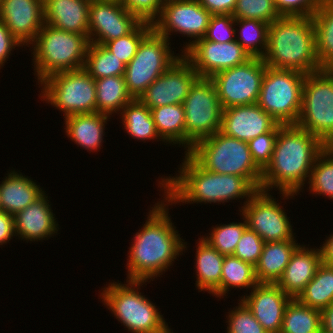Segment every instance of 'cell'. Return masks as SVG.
<instances>
[{
    "mask_svg": "<svg viewBox=\"0 0 333 333\" xmlns=\"http://www.w3.org/2000/svg\"><path fill=\"white\" fill-rule=\"evenodd\" d=\"M326 148L333 153V138L326 144Z\"/></svg>",
    "mask_w": 333,
    "mask_h": 333,
    "instance_id": "obj_53",
    "label": "cell"
},
{
    "mask_svg": "<svg viewBox=\"0 0 333 333\" xmlns=\"http://www.w3.org/2000/svg\"><path fill=\"white\" fill-rule=\"evenodd\" d=\"M147 282L126 280L123 284L118 280L102 287L99 293L102 303L128 332L158 333L168 325L159 308L139 290Z\"/></svg>",
    "mask_w": 333,
    "mask_h": 333,
    "instance_id": "obj_6",
    "label": "cell"
},
{
    "mask_svg": "<svg viewBox=\"0 0 333 333\" xmlns=\"http://www.w3.org/2000/svg\"><path fill=\"white\" fill-rule=\"evenodd\" d=\"M90 1L120 2L121 0H90Z\"/></svg>",
    "mask_w": 333,
    "mask_h": 333,
    "instance_id": "obj_56",
    "label": "cell"
},
{
    "mask_svg": "<svg viewBox=\"0 0 333 333\" xmlns=\"http://www.w3.org/2000/svg\"><path fill=\"white\" fill-rule=\"evenodd\" d=\"M319 333H327V332H325V331H323V330H320V332Z\"/></svg>",
    "mask_w": 333,
    "mask_h": 333,
    "instance_id": "obj_57",
    "label": "cell"
},
{
    "mask_svg": "<svg viewBox=\"0 0 333 333\" xmlns=\"http://www.w3.org/2000/svg\"><path fill=\"white\" fill-rule=\"evenodd\" d=\"M243 222H232L227 224H217L211 227L208 235L202 236L212 247H214L222 255H233L236 245L238 244L241 235L247 228L246 221L241 216Z\"/></svg>",
    "mask_w": 333,
    "mask_h": 333,
    "instance_id": "obj_39",
    "label": "cell"
},
{
    "mask_svg": "<svg viewBox=\"0 0 333 333\" xmlns=\"http://www.w3.org/2000/svg\"><path fill=\"white\" fill-rule=\"evenodd\" d=\"M306 74L266 66L257 104L281 125H296Z\"/></svg>",
    "mask_w": 333,
    "mask_h": 333,
    "instance_id": "obj_8",
    "label": "cell"
},
{
    "mask_svg": "<svg viewBox=\"0 0 333 333\" xmlns=\"http://www.w3.org/2000/svg\"><path fill=\"white\" fill-rule=\"evenodd\" d=\"M269 191L258 190L244 205L240 215L247 228L257 233L266 242L295 240L293 226L284 207Z\"/></svg>",
    "mask_w": 333,
    "mask_h": 333,
    "instance_id": "obj_15",
    "label": "cell"
},
{
    "mask_svg": "<svg viewBox=\"0 0 333 333\" xmlns=\"http://www.w3.org/2000/svg\"><path fill=\"white\" fill-rule=\"evenodd\" d=\"M183 55L201 78H211L217 72L244 64L252 58L236 40L221 43L204 38L192 44Z\"/></svg>",
    "mask_w": 333,
    "mask_h": 333,
    "instance_id": "obj_17",
    "label": "cell"
},
{
    "mask_svg": "<svg viewBox=\"0 0 333 333\" xmlns=\"http://www.w3.org/2000/svg\"><path fill=\"white\" fill-rule=\"evenodd\" d=\"M196 283L198 292H208L221 299V275L225 255L220 254L202 237L196 242Z\"/></svg>",
    "mask_w": 333,
    "mask_h": 333,
    "instance_id": "obj_27",
    "label": "cell"
},
{
    "mask_svg": "<svg viewBox=\"0 0 333 333\" xmlns=\"http://www.w3.org/2000/svg\"><path fill=\"white\" fill-rule=\"evenodd\" d=\"M90 0H44L45 23L88 38Z\"/></svg>",
    "mask_w": 333,
    "mask_h": 333,
    "instance_id": "obj_24",
    "label": "cell"
},
{
    "mask_svg": "<svg viewBox=\"0 0 333 333\" xmlns=\"http://www.w3.org/2000/svg\"><path fill=\"white\" fill-rule=\"evenodd\" d=\"M120 3L140 21L152 24L161 13L164 0H121Z\"/></svg>",
    "mask_w": 333,
    "mask_h": 333,
    "instance_id": "obj_46",
    "label": "cell"
},
{
    "mask_svg": "<svg viewBox=\"0 0 333 333\" xmlns=\"http://www.w3.org/2000/svg\"><path fill=\"white\" fill-rule=\"evenodd\" d=\"M152 29L153 26L151 23L141 21L129 34L105 42L103 46L127 65L135 56L143 38Z\"/></svg>",
    "mask_w": 333,
    "mask_h": 333,
    "instance_id": "obj_40",
    "label": "cell"
},
{
    "mask_svg": "<svg viewBox=\"0 0 333 333\" xmlns=\"http://www.w3.org/2000/svg\"><path fill=\"white\" fill-rule=\"evenodd\" d=\"M171 42L152 29L141 41L137 52L125 68V83L134 99L161 76L181 54L174 55Z\"/></svg>",
    "mask_w": 333,
    "mask_h": 333,
    "instance_id": "obj_12",
    "label": "cell"
},
{
    "mask_svg": "<svg viewBox=\"0 0 333 333\" xmlns=\"http://www.w3.org/2000/svg\"><path fill=\"white\" fill-rule=\"evenodd\" d=\"M321 70H333V5H321L312 16Z\"/></svg>",
    "mask_w": 333,
    "mask_h": 333,
    "instance_id": "obj_33",
    "label": "cell"
},
{
    "mask_svg": "<svg viewBox=\"0 0 333 333\" xmlns=\"http://www.w3.org/2000/svg\"><path fill=\"white\" fill-rule=\"evenodd\" d=\"M278 130H270L248 142L253 161L263 171L270 163Z\"/></svg>",
    "mask_w": 333,
    "mask_h": 333,
    "instance_id": "obj_43",
    "label": "cell"
},
{
    "mask_svg": "<svg viewBox=\"0 0 333 333\" xmlns=\"http://www.w3.org/2000/svg\"><path fill=\"white\" fill-rule=\"evenodd\" d=\"M200 5L212 15H232L237 0H198Z\"/></svg>",
    "mask_w": 333,
    "mask_h": 333,
    "instance_id": "obj_49",
    "label": "cell"
},
{
    "mask_svg": "<svg viewBox=\"0 0 333 333\" xmlns=\"http://www.w3.org/2000/svg\"><path fill=\"white\" fill-rule=\"evenodd\" d=\"M238 306L230 308L226 333H268L253 316L247 306L238 299Z\"/></svg>",
    "mask_w": 333,
    "mask_h": 333,
    "instance_id": "obj_42",
    "label": "cell"
},
{
    "mask_svg": "<svg viewBox=\"0 0 333 333\" xmlns=\"http://www.w3.org/2000/svg\"><path fill=\"white\" fill-rule=\"evenodd\" d=\"M123 129L133 139L148 142L157 140L166 143L158 134L151 109L143 104L138 98L129 102L120 113Z\"/></svg>",
    "mask_w": 333,
    "mask_h": 333,
    "instance_id": "obj_29",
    "label": "cell"
},
{
    "mask_svg": "<svg viewBox=\"0 0 333 333\" xmlns=\"http://www.w3.org/2000/svg\"><path fill=\"white\" fill-rule=\"evenodd\" d=\"M13 236H16L14 215L0 211V245L9 243Z\"/></svg>",
    "mask_w": 333,
    "mask_h": 333,
    "instance_id": "obj_50",
    "label": "cell"
},
{
    "mask_svg": "<svg viewBox=\"0 0 333 333\" xmlns=\"http://www.w3.org/2000/svg\"><path fill=\"white\" fill-rule=\"evenodd\" d=\"M110 117L98 112L68 116L64 119L65 134L77 147H83L88 152H97L104 142L105 126Z\"/></svg>",
    "mask_w": 333,
    "mask_h": 333,
    "instance_id": "obj_26",
    "label": "cell"
},
{
    "mask_svg": "<svg viewBox=\"0 0 333 333\" xmlns=\"http://www.w3.org/2000/svg\"><path fill=\"white\" fill-rule=\"evenodd\" d=\"M185 111V153L197 142L220 131L222 106L210 78H199L183 102Z\"/></svg>",
    "mask_w": 333,
    "mask_h": 333,
    "instance_id": "obj_11",
    "label": "cell"
},
{
    "mask_svg": "<svg viewBox=\"0 0 333 333\" xmlns=\"http://www.w3.org/2000/svg\"><path fill=\"white\" fill-rule=\"evenodd\" d=\"M321 5H333V0H319Z\"/></svg>",
    "mask_w": 333,
    "mask_h": 333,
    "instance_id": "obj_54",
    "label": "cell"
},
{
    "mask_svg": "<svg viewBox=\"0 0 333 333\" xmlns=\"http://www.w3.org/2000/svg\"><path fill=\"white\" fill-rule=\"evenodd\" d=\"M321 312V330L333 333V302Z\"/></svg>",
    "mask_w": 333,
    "mask_h": 333,
    "instance_id": "obj_52",
    "label": "cell"
},
{
    "mask_svg": "<svg viewBox=\"0 0 333 333\" xmlns=\"http://www.w3.org/2000/svg\"><path fill=\"white\" fill-rule=\"evenodd\" d=\"M296 125L325 144L333 138V70L306 74Z\"/></svg>",
    "mask_w": 333,
    "mask_h": 333,
    "instance_id": "obj_10",
    "label": "cell"
},
{
    "mask_svg": "<svg viewBox=\"0 0 333 333\" xmlns=\"http://www.w3.org/2000/svg\"><path fill=\"white\" fill-rule=\"evenodd\" d=\"M232 16L235 19H253L268 24L281 17L274 0H237Z\"/></svg>",
    "mask_w": 333,
    "mask_h": 333,
    "instance_id": "obj_41",
    "label": "cell"
},
{
    "mask_svg": "<svg viewBox=\"0 0 333 333\" xmlns=\"http://www.w3.org/2000/svg\"><path fill=\"white\" fill-rule=\"evenodd\" d=\"M140 22L120 2L91 1L89 42L103 45L105 42L129 34Z\"/></svg>",
    "mask_w": 333,
    "mask_h": 333,
    "instance_id": "obj_18",
    "label": "cell"
},
{
    "mask_svg": "<svg viewBox=\"0 0 333 333\" xmlns=\"http://www.w3.org/2000/svg\"><path fill=\"white\" fill-rule=\"evenodd\" d=\"M308 185L309 194L333 199V153L327 148L316 158Z\"/></svg>",
    "mask_w": 333,
    "mask_h": 333,
    "instance_id": "obj_38",
    "label": "cell"
},
{
    "mask_svg": "<svg viewBox=\"0 0 333 333\" xmlns=\"http://www.w3.org/2000/svg\"><path fill=\"white\" fill-rule=\"evenodd\" d=\"M0 184V205L2 211L15 215L28 205L37 201L45 194V190L32 178L22 172L11 170L7 172Z\"/></svg>",
    "mask_w": 333,
    "mask_h": 333,
    "instance_id": "obj_25",
    "label": "cell"
},
{
    "mask_svg": "<svg viewBox=\"0 0 333 333\" xmlns=\"http://www.w3.org/2000/svg\"><path fill=\"white\" fill-rule=\"evenodd\" d=\"M269 25L259 20L235 19V27L240 28H235L236 41L251 57L262 58L265 55L268 45Z\"/></svg>",
    "mask_w": 333,
    "mask_h": 333,
    "instance_id": "obj_37",
    "label": "cell"
},
{
    "mask_svg": "<svg viewBox=\"0 0 333 333\" xmlns=\"http://www.w3.org/2000/svg\"><path fill=\"white\" fill-rule=\"evenodd\" d=\"M95 87L96 112L98 113L109 116L114 113L119 115L122 109L134 99L128 92L124 75L95 79Z\"/></svg>",
    "mask_w": 333,
    "mask_h": 333,
    "instance_id": "obj_30",
    "label": "cell"
},
{
    "mask_svg": "<svg viewBox=\"0 0 333 333\" xmlns=\"http://www.w3.org/2000/svg\"><path fill=\"white\" fill-rule=\"evenodd\" d=\"M23 45L10 33L6 24L0 19V69L8 61L12 50Z\"/></svg>",
    "mask_w": 333,
    "mask_h": 333,
    "instance_id": "obj_48",
    "label": "cell"
},
{
    "mask_svg": "<svg viewBox=\"0 0 333 333\" xmlns=\"http://www.w3.org/2000/svg\"><path fill=\"white\" fill-rule=\"evenodd\" d=\"M176 176H166L158 182L164 197L174 204H223L244 199L243 206L258 191L246 178L218 174L202 168L188 153H184ZM246 198V199H245ZM232 200V201H231ZM187 202V203H186Z\"/></svg>",
    "mask_w": 333,
    "mask_h": 333,
    "instance_id": "obj_3",
    "label": "cell"
},
{
    "mask_svg": "<svg viewBox=\"0 0 333 333\" xmlns=\"http://www.w3.org/2000/svg\"><path fill=\"white\" fill-rule=\"evenodd\" d=\"M325 148L321 139L297 125H282L271 161L262 171L260 190L274 188L282 194V200L296 199L308 184L316 158Z\"/></svg>",
    "mask_w": 333,
    "mask_h": 333,
    "instance_id": "obj_2",
    "label": "cell"
},
{
    "mask_svg": "<svg viewBox=\"0 0 333 333\" xmlns=\"http://www.w3.org/2000/svg\"><path fill=\"white\" fill-rule=\"evenodd\" d=\"M281 126L255 103L223 109L220 132L249 142L270 130H279Z\"/></svg>",
    "mask_w": 333,
    "mask_h": 333,
    "instance_id": "obj_21",
    "label": "cell"
},
{
    "mask_svg": "<svg viewBox=\"0 0 333 333\" xmlns=\"http://www.w3.org/2000/svg\"><path fill=\"white\" fill-rule=\"evenodd\" d=\"M320 248L300 245L292 254L282 277L276 283L288 296L296 299L314 278L320 264Z\"/></svg>",
    "mask_w": 333,
    "mask_h": 333,
    "instance_id": "obj_23",
    "label": "cell"
},
{
    "mask_svg": "<svg viewBox=\"0 0 333 333\" xmlns=\"http://www.w3.org/2000/svg\"><path fill=\"white\" fill-rule=\"evenodd\" d=\"M240 300L268 333H280L284 311L290 300L277 284L259 283Z\"/></svg>",
    "mask_w": 333,
    "mask_h": 333,
    "instance_id": "obj_19",
    "label": "cell"
},
{
    "mask_svg": "<svg viewBox=\"0 0 333 333\" xmlns=\"http://www.w3.org/2000/svg\"><path fill=\"white\" fill-rule=\"evenodd\" d=\"M200 78L191 62L181 54L175 62L153 81L138 98L149 109L170 104H183L189 91Z\"/></svg>",
    "mask_w": 333,
    "mask_h": 333,
    "instance_id": "obj_16",
    "label": "cell"
},
{
    "mask_svg": "<svg viewBox=\"0 0 333 333\" xmlns=\"http://www.w3.org/2000/svg\"><path fill=\"white\" fill-rule=\"evenodd\" d=\"M264 243L257 233L246 228L236 245L233 255L255 267L262 253Z\"/></svg>",
    "mask_w": 333,
    "mask_h": 333,
    "instance_id": "obj_44",
    "label": "cell"
},
{
    "mask_svg": "<svg viewBox=\"0 0 333 333\" xmlns=\"http://www.w3.org/2000/svg\"><path fill=\"white\" fill-rule=\"evenodd\" d=\"M280 16L312 17L321 7L319 0H274Z\"/></svg>",
    "mask_w": 333,
    "mask_h": 333,
    "instance_id": "obj_47",
    "label": "cell"
},
{
    "mask_svg": "<svg viewBox=\"0 0 333 333\" xmlns=\"http://www.w3.org/2000/svg\"><path fill=\"white\" fill-rule=\"evenodd\" d=\"M255 267L234 255H225L221 275V298L233 288L251 290L258 285ZM231 289V290H230Z\"/></svg>",
    "mask_w": 333,
    "mask_h": 333,
    "instance_id": "obj_35",
    "label": "cell"
},
{
    "mask_svg": "<svg viewBox=\"0 0 333 333\" xmlns=\"http://www.w3.org/2000/svg\"><path fill=\"white\" fill-rule=\"evenodd\" d=\"M211 17L212 14L198 0H164L161 13L152 26L169 41L173 33L190 38L180 50L183 54L205 36Z\"/></svg>",
    "mask_w": 333,
    "mask_h": 333,
    "instance_id": "obj_14",
    "label": "cell"
},
{
    "mask_svg": "<svg viewBox=\"0 0 333 333\" xmlns=\"http://www.w3.org/2000/svg\"><path fill=\"white\" fill-rule=\"evenodd\" d=\"M262 59L275 69L304 74L320 71L312 17L281 16L274 20L269 25L267 50Z\"/></svg>",
    "mask_w": 333,
    "mask_h": 333,
    "instance_id": "obj_4",
    "label": "cell"
},
{
    "mask_svg": "<svg viewBox=\"0 0 333 333\" xmlns=\"http://www.w3.org/2000/svg\"><path fill=\"white\" fill-rule=\"evenodd\" d=\"M159 136L166 142L185 149V111L183 104H170L151 109Z\"/></svg>",
    "mask_w": 333,
    "mask_h": 333,
    "instance_id": "obj_31",
    "label": "cell"
},
{
    "mask_svg": "<svg viewBox=\"0 0 333 333\" xmlns=\"http://www.w3.org/2000/svg\"><path fill=\"white\" fill-rule=\"evenodd\" d=\"M38 87L41 101L60 110L64 118L96 112L95 79L83 68L53 74Z\"/></svg>",
    "mask_w": 333,
    "mask_h": 333,
    "instance_id": "obj_9",
    "label": "cell"
},
{
    "mask_svg": "<svg viewBox=\"0 0 333 333\" xmlns=\"http://www.w3.org/2000/svg\"><path fill=\"white\" fill-rule=\"evenodd\" d=\"M158 333H175V332H173V330H171L169 328V326L167 325L162 331H160Z\"/></svg>",
    "mask_w": 333,
    "mask_h": 333,
    "instance_id": "obj_55",
    "label": "cell"
},
{
    "mask_svg": "<svg viewBox=\"0 0 333 333\" xmlns=\"http://www.w3.org/2000/svg\"><path fill=\"white\" fill-rule=\"evenodd\" d=\"M187 153L207 171L244 177L260 190L262 170L253 161L248 142L218 131L197 142Z\"/></svg>",
    "mask_w": 333,
    "mask_h": 333,
    "instance_id": "obj_7",
    "label": "cell"
},
{
    "mask_svg": "<svg viewBox=\"0 0 333 333\" xmlns=\"http://www.w3.org/2000/svg\"><path fill=\"white\" fill-rule=\"evenodd\" d=\"M296 299L320 311L329 306L333 302V266L321 263L314 278Z\"/></svg>",
    "mask_w": 333,
    "mask_h": 333,
    "instance_id": "obj_32",
    "label": "cell"
},
{
    "mask_svg": "<svg viewBox=\"0 0 333 333\" xmlns=\"http://www.w3.org/2000/svg\"><path fill=\"white\" fill-rule=\"evenodd\" d=\"M235 18L232 15H212L203 37L212 42H232L236 40Z\"/></svg>",
    "mask_w": 333,
    "mask_h": 333,
    "instance_id": "obj_45",
    "label": "cell"
},
{
    "mask_svg": "<svg viewBox=\"0 0 333 333\" xmlns=\"http://www.w3.org/2000/svg\"><path fill=\"white\" fill-rule=\"evenodd\" d=\"M332 233L327 237V239L319 247L320 252H321L322 263L329 265V266H333V234Z\"/></svg>",
    "mask_w": 333,
    "mask_h": 333,
    "instance_id": "obj_51",
    "label": "cell"
},
{
    "mask_svg": "<svg viewBox=\"0 0 333 333\" xmlns=\"http://www.w3.org/2000/svg\"><path fill=\"white\" fill-rule=\"evenodd\" d=\"M126 65L103 45L89 43L83 69L94 79L125 74Z\"/></svg>",
    "mask_w": 333,
    "mask_h": 333,
    "instance_id": "obj_36",
    "label": "cell"
},
{
    "mask_svg": "<svg viewBox=\"0 0 333 333\" xmlns=\"http://www.w3.org/2000/svg\"><path fill=\"white\" fill-rule=\"evenodd\" d=\"M48 194L14 215L16 237L23 241L38 242L56 235L59 224L53 213ZM50 203V204H49Z\"/></svg>",
    "mask_w": 333,
    "mask_h": 333,
    "instance_id": "obj_22",
    "label": "cell"
},
{
    "mask_svg": "<svg viewBox=\"0 0 333 333\" xmlns=\"http://www.w3.org/2000/svg\"><path fill=\"white\" fill-rule=\"evenodd\" d=\"M321 312L291 299L285 308L280 333H319Z\"/></svg>",
    "mask_w": 333,
    "mask_h": 333,
    "instance_id": "obj_34",
    "label": "cell"
},
{
    "mask_svg": "<svg viewBox=\"0 0 333 333\" xmlns=\"http://www.w3.org/2000/svg\"><path fill=\"white\" fill-rule=\"evenodd\" d=\"M89 43L85 35L60 30L44 23L29 45V51H33L31 60L37 85L53 74L82 69Z\"/></svg>",
    "mask_w": 333,
    "mask_h": 333,
    "instance_id": "obj_5",
    "label": "cell"
},
{
    "mask_svg": "<svg viewBox=\"0 0 333 333\" xmlns=\"http://www.w3.org/2000/svg\"><path fill=\"white\" fill-rule=\"evenodd\" d=\"M0 19L23 46L29 47L45 23L44 0H1Z\"/></svg>",
    "mask_w": 333,
    "mask_h": 333,
    "instance_id": "obj_20",
    "label": "cell"
},
{
    "mask_svg": "<svg viewBox=\"0 0 333 333\" xmlns=\"http://www.w3.org/2000/svg\"><path fill=\"white\" fill-rule=\"evenodd\" d=\"M300 246L296 240L264 243L255 274L259 283L276 284L282 277L292 254Z\"/></svg>",
    "mask_w": 333,
    "mask_h": 333,
    "instance_id": "obj_28",
    "label": "cell"
},
{
    "mask_svg": "<svg viewBox=\"0 0 333 333\" xmlns=\"http://www.w3.org/2000/svg\"><path fill=\"white\" fill-rule=\"evenodd\" d=\"M266 66L262 58L252 57L244 64L214 74L210 79L222 109L257 103Z\"/></svg>",
    "mask_w": 333,
    "mask_h": 333,
    "instance_id": "obj_13",
    "label": "cell"
},
{
    "mask_svg": "<svg viewBox=\"0 0 333 333\" xmlns=\"http://www.w3.org/2000/svg\"><path fill=\"white\" fill-rule=\"evenodd\" d=\"M170 205L165 197L157 201L146 215L145 224L133 236L127 254V280L154 281L187 250V242L168 214Z\"/></svg>",
    "mask_w": 333,
    "mask_h": 333,
    "instance_id": "obj_1",
    "label": "cell"
}]
</instances>
